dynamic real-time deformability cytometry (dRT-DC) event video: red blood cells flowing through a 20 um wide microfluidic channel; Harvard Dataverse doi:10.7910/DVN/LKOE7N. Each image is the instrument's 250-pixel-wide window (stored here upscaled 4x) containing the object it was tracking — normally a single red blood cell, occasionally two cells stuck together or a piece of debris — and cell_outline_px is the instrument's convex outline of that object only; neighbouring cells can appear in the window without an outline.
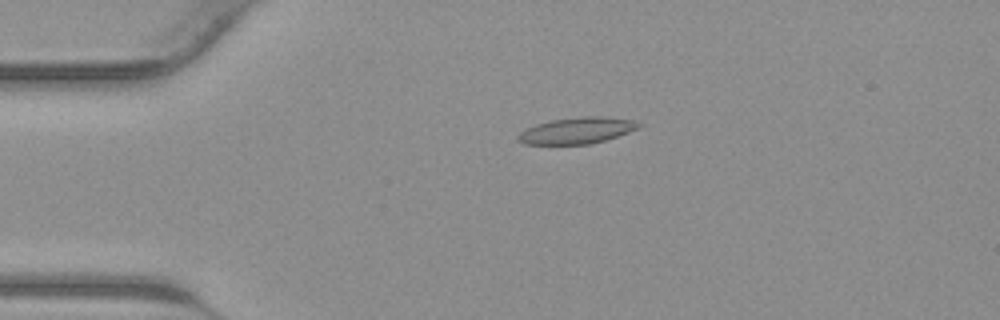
{"species": "common noctule bat (a hibernating species)", "species_latin": "Nyctalus noctula", "temperature_condition": "warm", "stored_images_in_passage": 38, "camera_frame_rate_fps": 3000, "um_per_image_px": 0.085, "animal": {"sex": "male", "body_mass_g": 23.1, "forearm_length_mm": 52.7}, "frame": {"image": 1, "passage_image": 10, "time_ms": 3.0, "image_size_px": [1000, 320], "cell_outline_px": [[644, 124], [640, 128], [604, 140], [588, 144], [524, 144], [516, 140], [516, 136], [520, 132], [536, 124], [552, 120], [580, 116], [604, 116], [632, 120]], "centroid_in_image_um": [49.04, 11.09], "position_along_channel_um": 36.0, "area_um2": 18.5}}
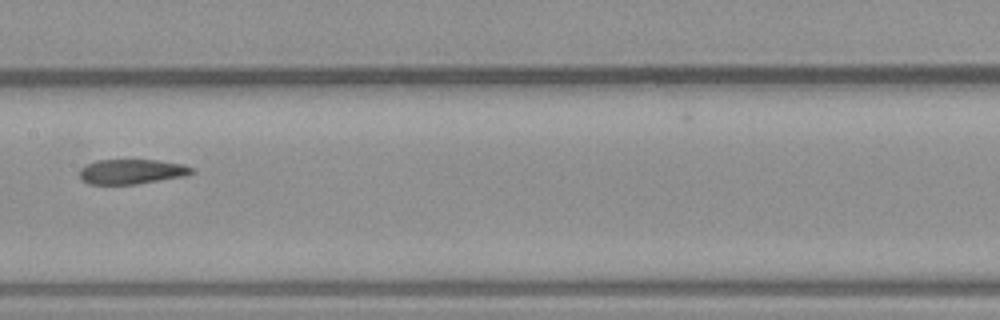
{"frame": {"image": 2, "passage_image": 22, "time_ms": 7.0, "image_size_px": [1000, 320], "cell_outline_px": [[196, 172], [184, 176], [136, 184], [88, 184], [80, 180], [80, 168], [96, 160], [156, 160], [184, 164], [192, 168]], "centroid_in_image_um": [11.18, 14.59], "position_along_channel_um": 196.2, "area_um2": 16.24}}
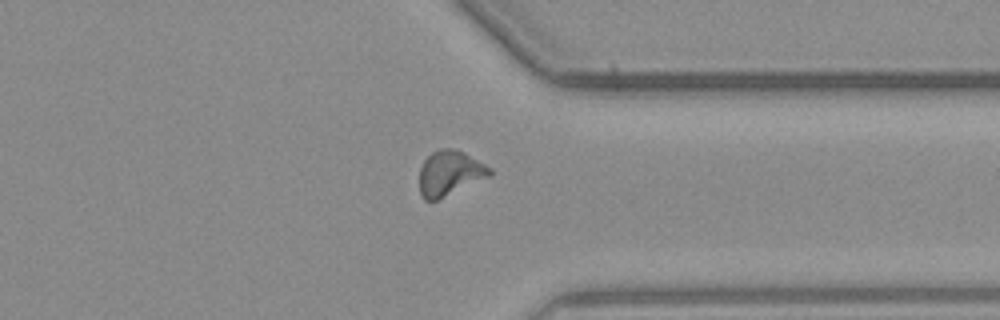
{"frame": {"image": 3, "passage_image": 33, "time_ms": 10.667, "image_size_px": [1000, 320], "cell_outline_px": [[492, 176], [436, 200], [424, 200], [420, 196], [420, 168], [424, 160], [432, 152], [440, 148], [452, 148], [464, 152], [492, 168]], "centroid_in_image_um": [38.24, 14.71], "position_along_channel_um": 373.2, "area_um2": 18.5}}